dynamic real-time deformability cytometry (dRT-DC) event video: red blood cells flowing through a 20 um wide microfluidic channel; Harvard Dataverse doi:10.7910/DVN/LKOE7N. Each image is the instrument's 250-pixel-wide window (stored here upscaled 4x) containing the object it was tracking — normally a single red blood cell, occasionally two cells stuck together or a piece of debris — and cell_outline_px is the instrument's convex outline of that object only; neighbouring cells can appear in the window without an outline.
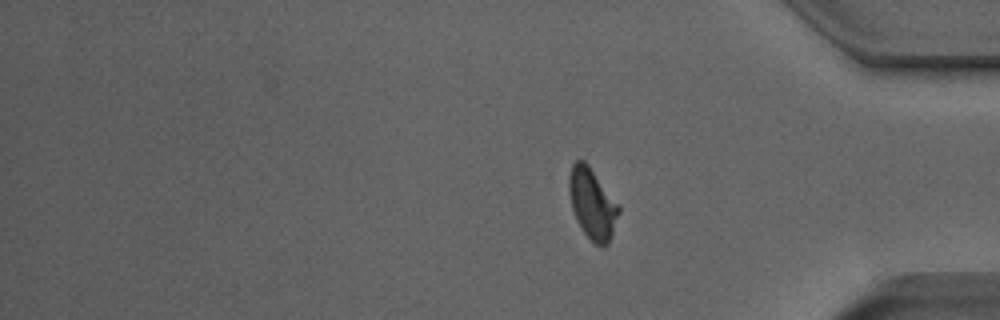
{"species": "Egyptian fruit bat (a non-hibernating species)", "species_latin": "Rousettus aegyptiacus", "temperature_condition": "room temperature", "stored_images_in_passage": 16, "camera_frame_rate_fps": 3000, "um_per_image_px": 0.085, "animal": {"sex": "male"}, "frame": {"image": 1, "passage_image": 16, "time_ms": 5.0, "image_size_px": [1000, 320], "cell_outline_px": [[620, 212], [612, 236], [608, 244], [592, 244], [576, 220], [572, 208], [568, 192], [568, 176], [572, 164], [576, 160], [584, 160], [588, 164], [620, 208]], "centroid_in_image_um": [50.32, 17.32], "position_along_channel_um": 384.9, "area_um2": 20.35}}